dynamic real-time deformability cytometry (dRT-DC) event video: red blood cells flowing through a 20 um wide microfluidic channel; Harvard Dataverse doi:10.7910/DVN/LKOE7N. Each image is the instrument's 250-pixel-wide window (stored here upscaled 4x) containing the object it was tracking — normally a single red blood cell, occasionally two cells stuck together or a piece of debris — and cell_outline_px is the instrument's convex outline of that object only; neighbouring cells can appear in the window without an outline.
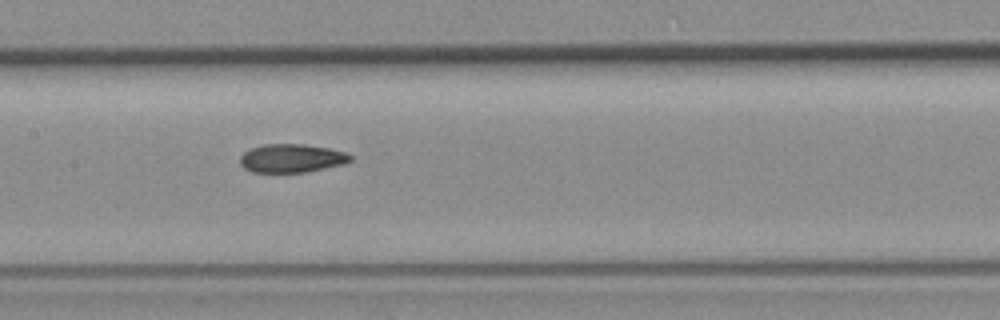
{"species": "common noctule bat (a hibernating species)", "species_latin": "Nyctalus noctula", "temperature_condition": "room temperature", "stored_images_in_passage": 13, "camera_frame_rate_fps": 3000, "um_per_image_px": 0.085, "animal": {"sex": "female", "body_mass_g": 19.3, "forearm_length_mm": 54.1}, "frame": {"image": 1, "passage_image": 7, "time_ms": 8.0, "image_size_px": [1000, 320], "cell_outline_px": [[352, 160], [344, 164], [308, 172], [252, 172], [244, 168], [240, 164], [240, 156], [244, 152], [252, 148], [264, 144], [304, 144], [328, 148], [344, 152], [352, 156]], "centroid_in_image_um": [24.79, 13.45], "position_along_channel_um": 182.6, "area_um2": 18.32}}
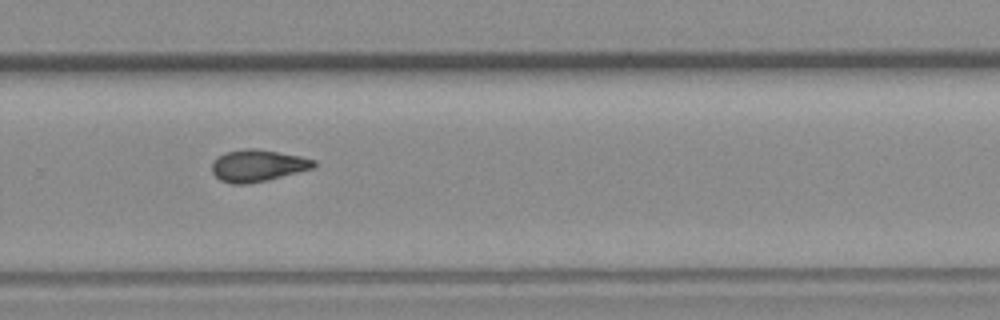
{"frame": {"image": 2, "passage_image": 10, "time_ms": 11.333, "image_size_px": [1000, 320], "cell_outline_px": [[316, 164], [312, 168], [268, 180], [248, 184], [232, 184], [220, 180], [212, 172], [212, 164], [224, 152], [244, 148], [252, 148], [300, 156], [316, 160]], "centroid_in_image_um": [21.89, 14.08], "position_along_channel_um": 307.9, "area_um2": 18.73}}
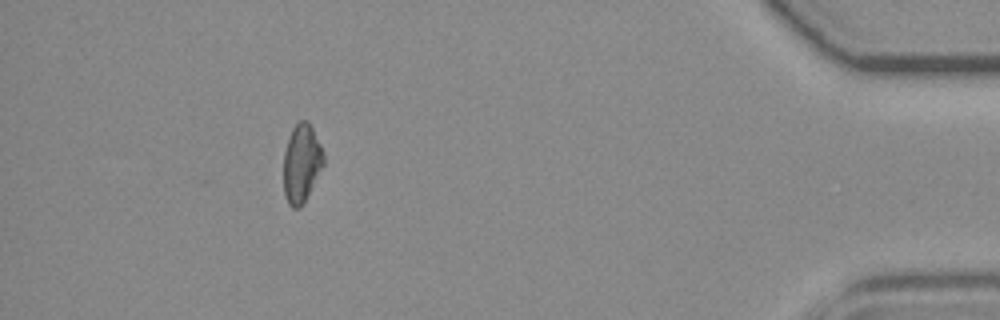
{"frame": {"image": 3, "passage_image": 13, "time_ms": 15.667, "image_size_px": [1000, 320], "cell_outline_px": [[324, 164], [300, 208], [292, 208], [288, 204], [284, 192], [284, 152], [288, 136], [292, 128], [300, 120], [308, 120], [324, 152]], "centroid_in_image_um": [25.62, 13.85], "position_along_channel_um": 409.6, "area_um2": 18.15}}